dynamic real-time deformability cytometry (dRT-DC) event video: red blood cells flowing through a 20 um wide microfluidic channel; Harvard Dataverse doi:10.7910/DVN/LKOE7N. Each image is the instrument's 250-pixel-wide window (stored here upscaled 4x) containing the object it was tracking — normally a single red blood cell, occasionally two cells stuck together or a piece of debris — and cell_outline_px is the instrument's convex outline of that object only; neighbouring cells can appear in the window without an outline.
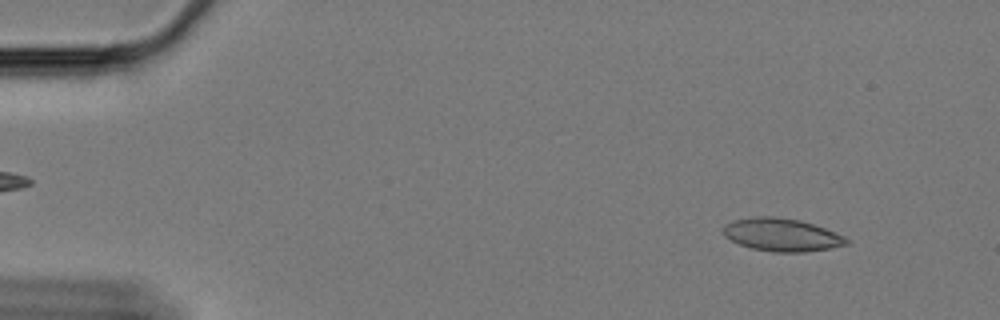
{"species": "Egyptian fruit bat (a non-hibernating species)", "species_latin": "Rousettus aegyptiacus", "temperature_condition": "cold", "stored_images_in_passage": 61, "camera_frame_rate_fps": 3000, "um_per_image_px": 0.085, "animal": {"sex": "female"}, "frame": {"image": 1, "passage_image": 7, "time_ms": 2.0, "image_size_px": [1000, 320], "cell_outline_px": [[848, 244], [828, 248], [804, 252], [772, 252], [752, 248], [740, 244], [724, 236], [724, 224], [732, 220], [752, 216], [772, 216], [800, 220], [836, 232], [844, 236], [848, 240]], "centroid_in_image_um": [66.42, 19.94], "position_along_channel_um": 18.6, "area_um2": 23.52}}
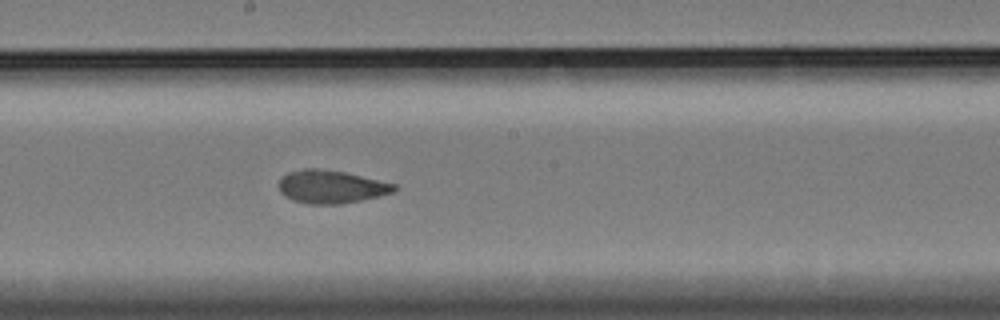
{"frame": {"image": 2, "passage_image": 34, "time_ms": 11.0, "image_size_px": [1000, 320], "cell_outline_px": [[400, 188], [392, 192], [360, 200], [340, 204], [308, 204], [292, 200], [284, 196], [280, 192], [280, 180], [288, 172], [304, 168], [316, 168], [344, 172], [396, 184]], "centroid_in_image_um": [28.13, 15.87], "position_along_channel_um": 220.1, "area_um2": 22.02}}
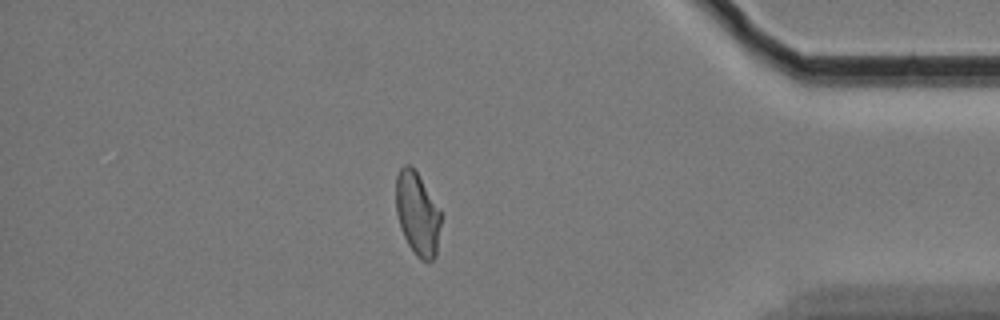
{"frame": {"image": 3, "passage_image": 53, "time_ms": 17.333, "image_size_px": [1000, 320], "cell_outline_px": [[440, 224], [436, 256], [428, 264], [420, 260], [416, 256], [408, 244], [400, 228], [396, 212], [396, 176], [400, 168], [404, 164], [408, 164], [416, 172], [440, 208]], "centroid_in_image_um": [35.47, 18.21], "position_along_channel_um": 399.7, "area_um2": 21.85}, "authors_computed_cell_mechanics": {"area_um2": 22.542, "velocity_mm_per_s": 3.3286, "shape_relaxation_time_tau1_ms": null, "shape_relaxation_time_tau2_ms": 1.6374, "deformation_change_tau1": null, "deformation_change_tau2": 0.0755}}